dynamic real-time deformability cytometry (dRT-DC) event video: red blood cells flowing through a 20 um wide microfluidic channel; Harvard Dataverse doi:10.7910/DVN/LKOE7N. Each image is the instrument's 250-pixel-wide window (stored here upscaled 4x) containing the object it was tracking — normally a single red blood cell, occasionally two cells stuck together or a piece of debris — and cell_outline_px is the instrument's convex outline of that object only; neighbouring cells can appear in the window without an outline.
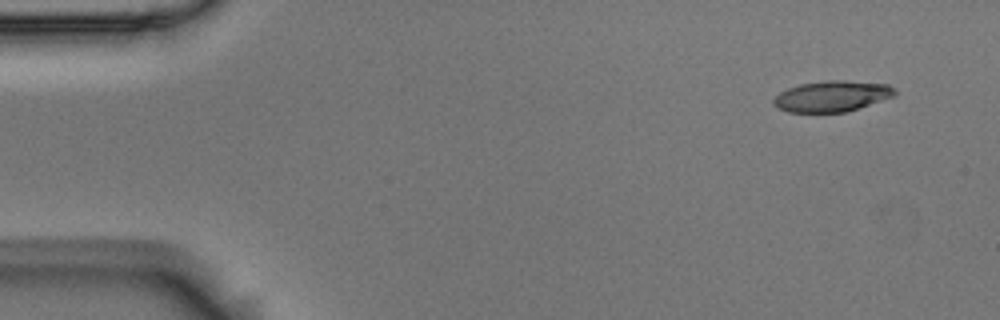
{"species": "Egyptian fruit bat (a non-hibernating species)", "species_latin": "Rousettus aegyptiacus", "temperature_condition": "room temperature", "stored_images_in_passage": 5, "camera_frame_rate_fps": 3000, "um_per_image_px": 0.085, "animal": {"sex": "male"}, "frame": {"image": 1, "passage_image": 1, "time_ms": 0.0, "image_size_px": [1000, 320], "cell_outline_px": [[896, 96], [844, 112], [788, 112], [772, 104], [772, 100], [780, 92], [788, 88], [800, 84], [828, 80], [844, 80], [888, 84], [896, 88]], "centroid_in_image_um": [70.74, 8.17], "position_along_channel_um": 14.3, "area_um2": 21.79}}
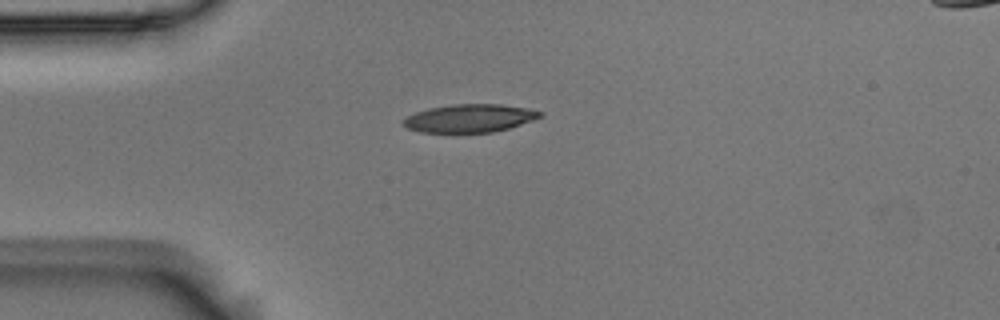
{"frame": {"image": 2, "passage_image": 4, "time_ms": 1.0, "image_size_px": [1000, 320], "cell_outline_px": [[544, 116], [508, 128], [492, 132], [420, 132], [408, 128], [404, 124], [404, 120], [408, 116], [416, 112], [428, 108], [452, 104], [500, 104], [524, 108], [544, 112]], "centroid_in_image_um": [39.94, 10.04], "position_along_channel_um": 45.1, "area_um2": 22.08}}
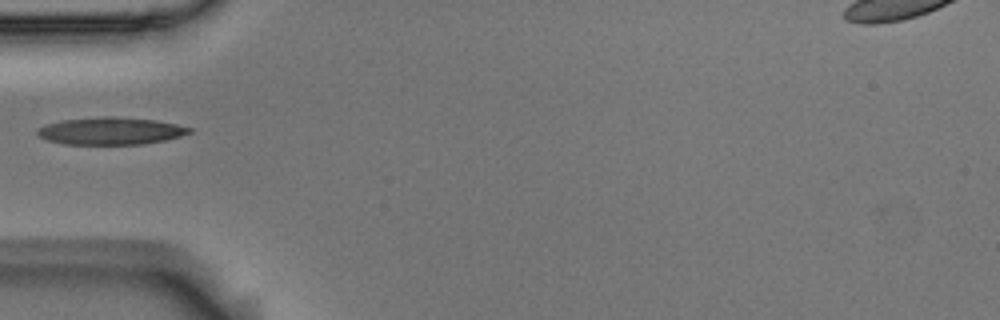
{"frame": {"image": 3, "passage_image": 5, "time_ms": 1.333, "image_size_px": [1000, 320], "cell_outline_px": [[192, 132], [180, 136], [164, 140], [144, 144], [64, 144], [48, 140], [40, 136], [36, 132], [36, 128], [44, 124], [64, 120], [100, 116], [112, 116], [156, 120], [176, 124], [192, 128]], "centroid_in_image_um": [9.39, 11.12], "position_along_channel_um": 75.6, "area_um2": 24.22}}